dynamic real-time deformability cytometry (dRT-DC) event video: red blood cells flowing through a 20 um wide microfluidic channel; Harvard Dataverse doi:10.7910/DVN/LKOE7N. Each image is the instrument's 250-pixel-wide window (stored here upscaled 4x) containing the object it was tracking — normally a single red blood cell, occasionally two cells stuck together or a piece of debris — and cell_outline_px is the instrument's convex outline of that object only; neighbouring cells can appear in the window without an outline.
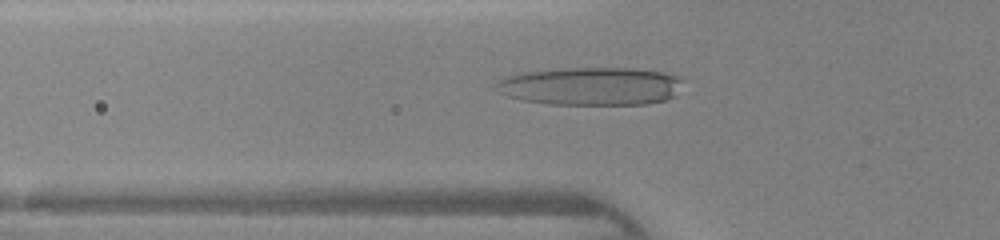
{"species": "human", "species_latin": "Homo sapiens", "temperature_condition": "warm", "stored_images_in_passage": 33, "camera_frame_rate_fps": 3000, "um_per_image_px": 0.085, "donor": {"sex": "female"}, "frame": {"image": 1, "passage_image": 4, "time_ms": 1.0, "image_size_px": [1000, 240], "cell_outline_px": [[684, 80], [676, 96], [664, 100], [648, 104], [548, 104], [520, 100], [508, 96], [500, 92], [496, 84], [500, 80], [508, 76], [524, 72], [564, 68], [636, 68], [664, 72], [676, 76]], "centroid_in_image_um": [50.28, 7.32], "position_along_channel_um": 75.5, "area_um2": 41.5}}
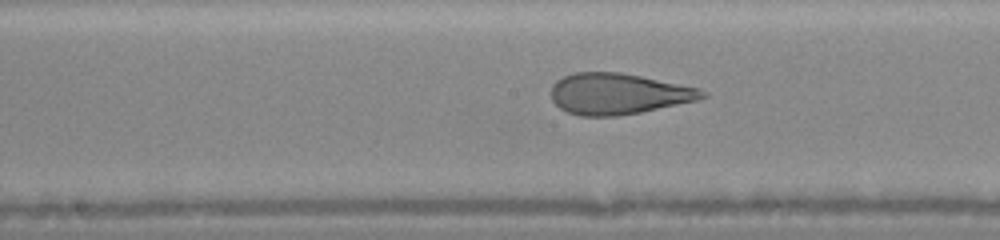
{"frame": {"image": 2, "passage_image": 12, "time_ms": 3.667, "image_size_px": [1000, 240], "cell_outline_px": [[708, 96], [696, 100], [640, 112], [616, 116], [580, 116], [568, 112], [560, 108], [552, 100], [552, 84], [556, 80], [572, 72], [620, 72], [700, 88]], "centroid_in_image_um": [52.51, 7.97], "position_along_channel_um": 195.7, "area_um2": 35.89}}
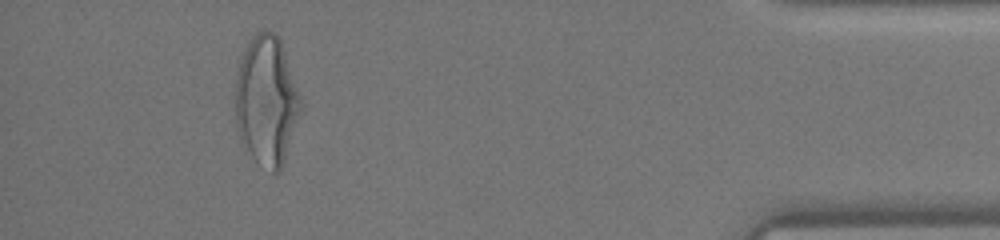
{"frame": {"image": 3, "passage_image": 30, "time_ms": 9.667, "image_size_px": [1000, 240], "cell_outline_px": [[304, 104], [284, 164], [280, 172], [272, 172], [244, 152], [236, 128], [232, 104], [232, 96], [236, 76], [240, 60], [252, 36], [256, 32], [264, 28], [276, 32], [280, 40]], "centroid_in_image_um": [22.62, 8.59], "position_along_channel_um": 412.6, "area_um2": 50.92}}